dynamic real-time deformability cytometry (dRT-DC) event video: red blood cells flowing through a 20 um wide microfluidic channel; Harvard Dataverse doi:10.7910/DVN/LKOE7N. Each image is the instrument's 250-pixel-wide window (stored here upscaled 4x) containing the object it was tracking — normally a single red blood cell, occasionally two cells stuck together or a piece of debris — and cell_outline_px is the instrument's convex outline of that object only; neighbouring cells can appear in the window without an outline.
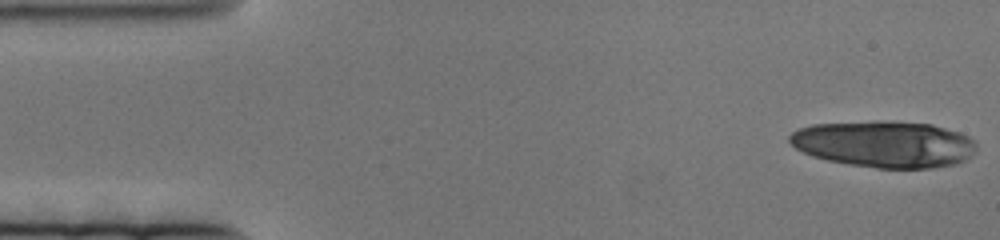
{"species": "human", "species_latin": "Homo sapiens", "temperature_condition": "cold", "stored_images_in_passage": 21, "camera_frame_rate_fps": 3000, "um_per_image_px": 0.085, "donor": {"sex": "female"}, "frame": {"image": 1, "passage_image": 1, "time_ms": 0.0, "image_size_px": [1000, 240], "cell_outline_px": [[976, 152], [964, 160], [952, 164], [932, 168], [876, 168], [828, 160], [812, 156], [796, 148], [788, 140], [788, 136], [792, 132], [800, 128], [812, 124], [872, 120], [876, 120], [932, 124], [960, 132], [968, 136], [976, 144]], "centroid_in_image_um": [75.16, 12.23], "position_along_channel_um": 9.8, "area_um2": 50.81}}
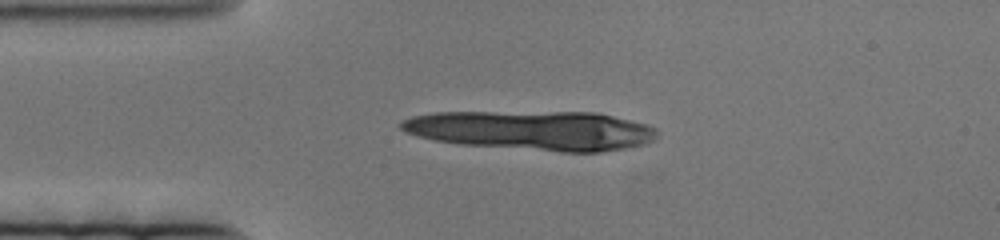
{"frame": {"image": 2, "passage_image": 16, "time_ms": 5.0, "image_size_px": [1000, 240], "cell_outline_px": [[656, 136], [652, 140], [644, 144], [624, 148], [600, 152], [560, 152], [460, 144], [436, 140], [404, 132], [400, 128], [400, 120], [412, 116], [432, 112], [596, 112], [648, 124], [656, 128]], "centroid_in_image_um": [45.23, 11.08], "position_along_channel_um": 39.8, "area_um2": 58.96}}